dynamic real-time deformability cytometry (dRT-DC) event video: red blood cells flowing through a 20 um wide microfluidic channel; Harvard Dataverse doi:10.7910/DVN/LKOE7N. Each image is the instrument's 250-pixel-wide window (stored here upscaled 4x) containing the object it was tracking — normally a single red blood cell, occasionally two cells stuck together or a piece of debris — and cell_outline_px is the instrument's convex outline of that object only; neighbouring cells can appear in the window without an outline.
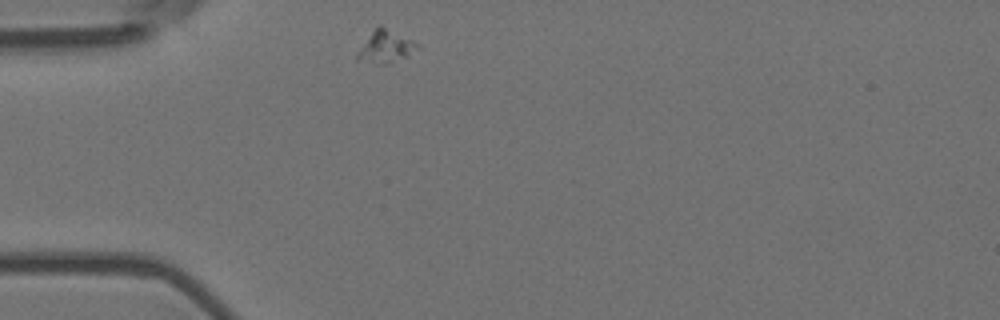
{"species": "Egyptian fruit bat (a non-hibernating species)", "species_latin": "Rousettus aegyptiacus", "temperature_condition": "room temperature", "stored_images_in_passage": 8, "camera_frame_rate_fps": 3000, "um_per_image_px": 0.085, "animal": {"sex": "female"}, "frame": {"image": 1, "passage_image": 1, "time_ms": 0.0, "image_size_px": [1000, 320], "cell_outline_px": [[420, 48], [408, 56], [388, 64], [384, 64], [356, 60], [356, 56], [372, 32], [376, 28], [384, 28], [412, 40], [420, 44]], "centroid_in_image_um": [32.84, 4.03], "position_along_channel_um": 52.2, "area_um2": 10.69}}
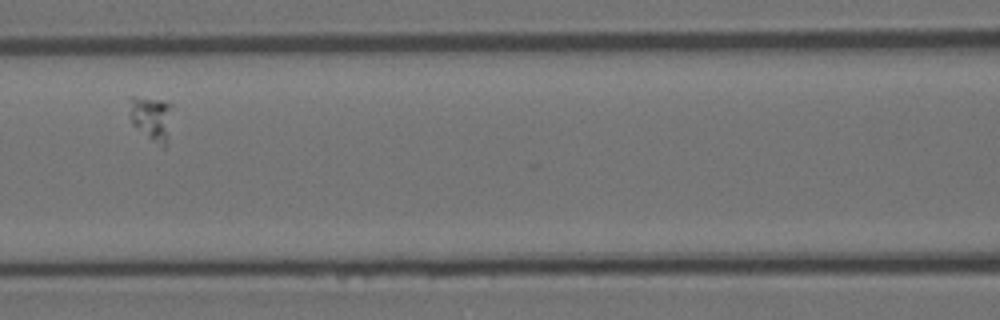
{"frame": {"image": 2, "passage_image": 4, "time_ms": 1.0, "image_size_px": [1000, 320], "cell_outline_px": [[172, 104], [168, 144], [164, 148], [152, 140], [132, 124], [128, 112], [128, 96], [136, 96], [164, 100]], "centroid_in_image_um": [12.86, 10.01], "position_along_channel_um": 153.7, "area_um2": 11.5}}
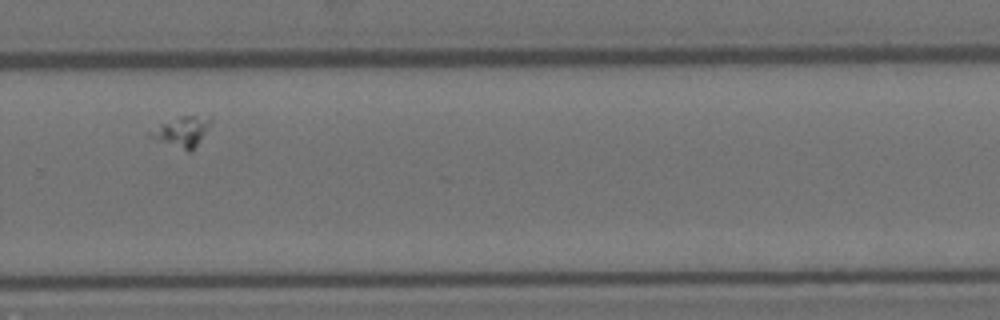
{"frame": {"image": 3, "passage_image": 8, "time_ms": 2.333, "image_size_px": [1000, 320], "cell_outline_px": [[212, 120], [192, 152], [188, 152], [148, 136], [148, 132], [160, 124], [180, 116], [196, 116]], "centroid_in_image_um": [15.42, 11.21], "position_along_channel_um": 314.4, "area_um2": 10.17}}